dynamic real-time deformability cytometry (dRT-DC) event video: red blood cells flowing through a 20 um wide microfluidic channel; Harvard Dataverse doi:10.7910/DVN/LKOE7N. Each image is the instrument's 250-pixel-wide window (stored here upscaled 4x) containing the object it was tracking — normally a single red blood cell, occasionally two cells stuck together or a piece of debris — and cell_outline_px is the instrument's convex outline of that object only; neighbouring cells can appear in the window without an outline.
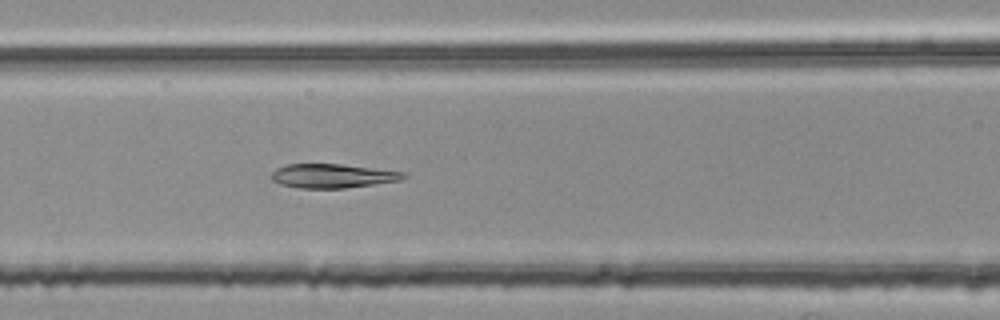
{"species": "common noctule bat (a hibernating species)", "species_latin": "Nyctalus noctula", "temperature_condition": "room temperature", "stored_images_in_passage": 39, "camera_frame_rate_fps": 3000, "um_per_image_px": 0.085, "animal": {"sex": "female", "body_mass_g": 25.1}, "frame": {"image": 1, "passage_image": 8, "time_ms": 2.333, "image_size_px": [1000, 320], "cell_outline_px": [[408, 176], [400, 180], [344, 188], [300, 188], [280, 184], [272, 180], [272, 172], [276, 168], [288, 164], [340, 164], [408, 172]], "centroid_in_image_um": [28.28, 14.94], "position_along_channel_um": 138.3, "area_um2": 18.44}}
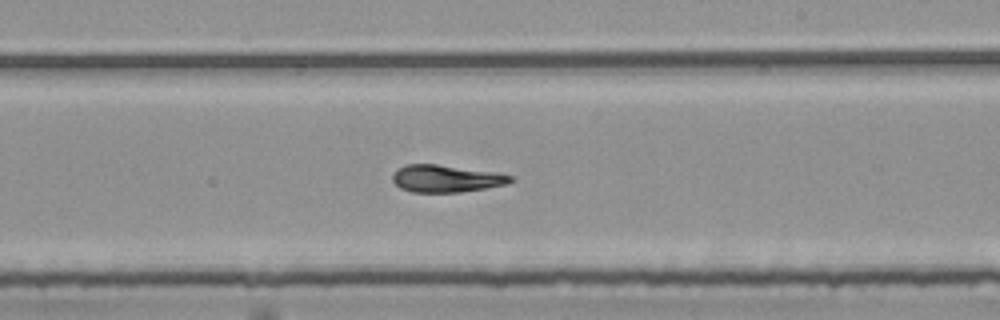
{"frame": {"image": 2, "passage_image": 17, "time_ms": 5.333, "image_size_px": [1000, 320], "cell_outline_px": [[516, 180], [508, 184], [460, 192], [412, 192], [400, 188], [392, 180], [392, 172], [396, 168], [408, 164], [436, 164], [496, 172], [512, 176]], "centroid_in_image_um": [37.91, 15.17], "position_along_channel_um": 251.1, "area_um2": 18.84}}
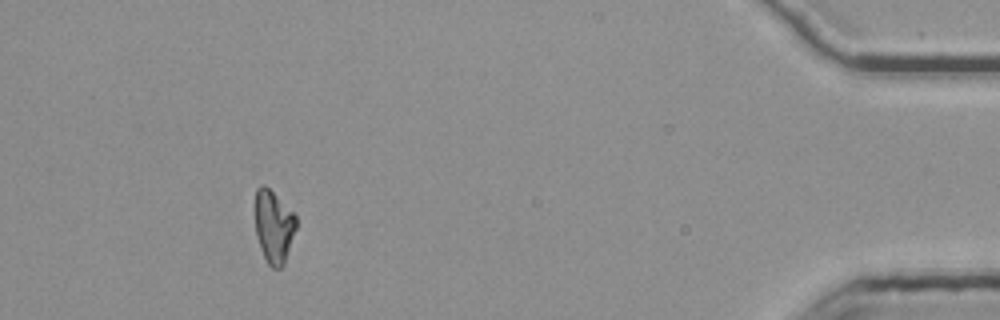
{"frame": {"image": 3, "passage_image": 35, "time_ms": 11.333, "image_size_px": [1000, 320], "cell_outline_px": [[296, 228], [284, 264], [280, 268], [272, 268], [268, 264], [260, 248], [256, 236], [256, 188], [260, 184], [264, 184], [296, 216]], "centroid_in_image_um": [23.26, 19.28], "position_along_channel_um": 411.9, "area_um2": 17.05}, "authors_computed_cell_mechanics": {"area_um2": 18.7272, "velocity_mm_per_s": 3.7737, "shape_relaxation_time_tau1_ms": null, "shape_relaxation_time_tau2_ms": 3.3231, "deformation_change_tau1": null, "deformation_change_tau2": 0.1112}}